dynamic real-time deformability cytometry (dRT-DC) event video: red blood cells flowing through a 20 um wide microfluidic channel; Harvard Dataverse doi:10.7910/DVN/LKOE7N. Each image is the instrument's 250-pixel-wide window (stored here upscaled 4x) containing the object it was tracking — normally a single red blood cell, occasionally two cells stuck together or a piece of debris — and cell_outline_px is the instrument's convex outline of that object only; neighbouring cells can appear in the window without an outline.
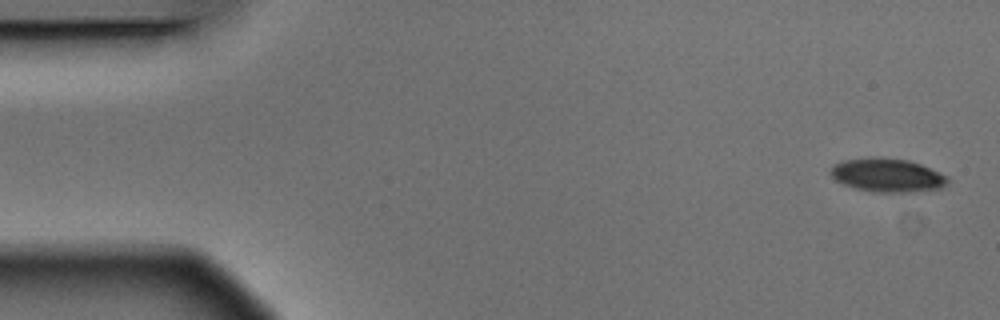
{"species": "Egyptian fruit bat (a non-hibernating species)", "species_latin": "Rousettus aegyptiacus", "temperature_condition": "warm", "stored_images_in_passage": 5, "camera_frame_rate_fps": 3000, "um_per_image_px": 0.085, "animal": {"sex": "male"}, "frame": {"image": 1, "passage_image": 1, "time_ms": 0.0, "image_size_px": [1000, 320], "cell_outline_px": [[948, 184], [944, 188], [912, 192], [880, 192], [856, 188], [844, 184], [836, 180], [832, 176], [832, 168], [836, 164], [844, 160], [872, 156], [908, 160], [920, 164], [948, 176]], "centroid_in_image_um": [75.48, 14.89], "position_along_channel_um": 9.5, "area_um2": 22.77}}
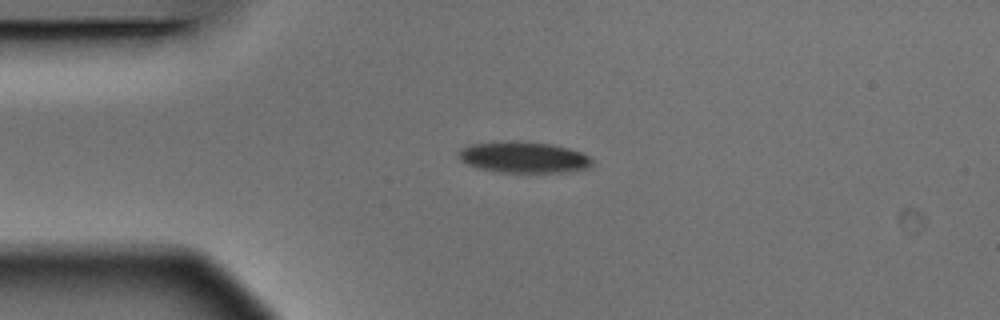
{"frame": {"image": 2, "passage_image": 4, "time_ms": 1.0, "image_size_px": [1000, 320], "cell_outline_px": [[592, 164], [588, 168], [564, 172], [500, 172], [480, 168], [468, 164], [460, 160], [456, 152], [460, 148], [468, 144], [512, 140], [548, 144], [568, 148], [580, 152], [588, 156], [592, 160]], "centroid_in_image_um": [44.45, 13.36], "position_along_channel_um": 40.5, "area_um2": 24.22}}